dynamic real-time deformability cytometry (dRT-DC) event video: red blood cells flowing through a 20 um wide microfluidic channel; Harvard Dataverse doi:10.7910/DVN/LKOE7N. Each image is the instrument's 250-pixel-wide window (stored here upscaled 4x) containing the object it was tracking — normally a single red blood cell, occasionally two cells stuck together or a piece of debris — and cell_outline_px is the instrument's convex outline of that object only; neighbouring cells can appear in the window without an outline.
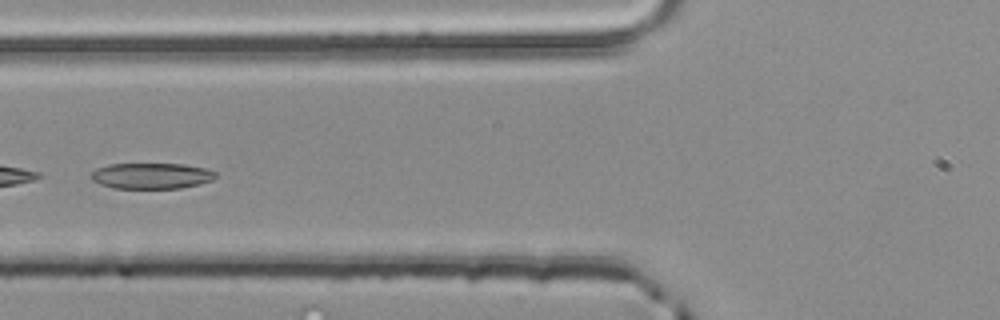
{"species": "common noctule bat (a hibernating species)", "species_latin": "Nyctalus noctula", "temperature_condition": "room temperature", "stored_images_in_passage": 4, "camera_frame_rate_fps": 3000, "um_per_image_px": 0.085, "animal": {"sex": "male", "body_mass_g": 20.4}, "frame": {"image": 1, "passage_image": 4, "time_ms": 1.0, "image_size_px": [1000, 320], "cell_outline_px": [[220, 176], [212, 180], [200, 184], [180, 188], [112, 188], [100, 184], [92, 180], [92, 172], [96, 168], [108, 164], [184, 164], [208, 168], [216, 172]], "centroid_in_image_um": [12.93, 14.94], "position_along_channel_um": 112.9, "area_um2": 18.96}}